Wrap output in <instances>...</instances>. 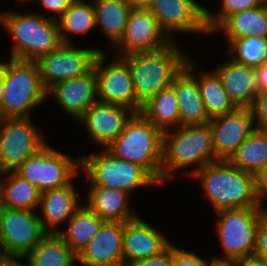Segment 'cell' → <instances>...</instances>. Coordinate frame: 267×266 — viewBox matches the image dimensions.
Listing matches in <instances>:
<instances>
[{
	"mask_svg": "<svg viewBox=\"0 0 267 266\" xmlns=\"http://www.w3.org/2000/svg\"><path fill=\"white\" fill-rule=\"evenodd\" d=\"M171 243L139 216L124 222L123 266L152 257L164 251Z\"/></svg>",
	"mask_w": 267,
	"mask_h": 266,
	"instance_id": "20",
	"label": "cell"
},
{
	"mask_svg": "<svg viewBox=\"0 0 267 266\" xmlns=\"http://www.w3.org/2000/svg\"><path fill=\"white\" fill-rule=\"evenodd\" d=\"M224 89L238 108H251L260 92L255 68L227 59L215 69Z\"/></svg>",
	"mask_w": 267,
	"mask_h": 266,
	"instance_id": "21",
	"label": "cell"
},
{
	"mask_svg": "<svg viewBox=\"0 0 267 266\" xmlns=\"http://www.w3.org/2000/svg\"><path fill=\"white\" fill-rule=\"evenodd\" d=\"M260 92H267V62L255 68Z\"/></svg>",
	"mask_w": 267,
	"mask_h": 266,
	"instance_id": "43",
	"label": "cell"
},
{
	"mask_svg": "<svg viewBox=\"0 0 267 266\" xmlns=\"http://www.w3.org/2000/svg\"><path fill=\"white\" fill-rule=\"evenodd\" d=\"M25 258L26 256L0 254V266H29L28 260L27 264L19 262V260H23Z\"/></svg>",
	"mask_w": 267,
	"mask_h": 266,
	"instance_id": "42",
	"label": "cell"
},
{
	"mask_svg": "<svg viewBox=\"0 0 267 266\" xmlns=\"http://www.w3.org/2000/svg\"><path fill=\"white\" fill-rule=\"evenodd\" d=\"M188 58L185 68L197 79L200 95L204 102L205 110L210 119L230 113L238 107L233 103L224 89L220 77L215 71L200 72L198 76L194 74L197 69L195 63Z\"/></svg>",
	"mask_w": 267,
	"mask_h": 266,
	"instance_id": "25",
	"label": "cell"
},
{
	"mask_svg": "<svg viewBox=\"0 0 267 266\" xmlns=\"http://www.w3.org/2000/svg\"><path fill=\"white\" fill-rule=\"evenodd\" d=\"M46 144L31 117L0 118V173L16 170Z\"/></svg>",
	"mask_w": 267,
	"mask_h": 266,
	"instance_id": "10",
	"label": "cell"
},
{
	"mask_svg": "<svg viewBox=\"0 0 267 266\" xmlns=\"http://www.w3.org/2000/svg\"><path fill=\"white\" fill-rule=\"evenodd\" d=\"M123 222L105 221L95 237L77 255L83 266H123Z\"/></svg>",
	"mask_w": 267,
	"mask_h": 266,
	"instance_id": "17",
	"label": "cell"
},
{
	"mask_svg": "<svg viewBox=\"0 0 267 266\" xmlns=\"http://www.w3.org/2000/svg\"><path fill=\"white\" fill-rule=\"evenodd\" d=\"M255 129L267 132V92H259L251 107Z\"/></svg>",
	"mask_w": 267,
	"mask_h": 266,
	"instance_id": "36",
	"label": "cell"
},
{
	"mask_svg": "<svg viewBox=\"0 0 267 266\" xmlns=\"http://www.w3.org/2000/svg\"><path fill=\"white\" fill-rule=\"evenodd\" d=\"M29 266H75L77 254L58 234L47 233L26 255Z\"/></svg>",
	"mask_w": 267,
	"mask_h": 266,
	"instance_id": "30",
	"label": "cell"
},
{
	"mask_svg": "<svg viewBox=\"0 0 267 266\" xmlns=\"http://www.w3.org/2000/svg\"><path fill=\"white\" fill-rule=\"evenodd\" d=\"M1 215H2V205L0 203V254H1Z\"/></svg>",
	"mask_w": 267,
	"mask_h": 266,
	"instance_id": "48",
	"label": "cell"
},
{
	"mask_svg": "<svg viewBox=\"0 0 267 266\" xmlns=\"http://www.w3.org/2000/svg\"><path fill=\"white\" fill-rule=\"evenodd\" d=\"M222 4L217 13H213L205 8V20L209 34L213 35V31L230 15L242 12L251 8L261 6V0H221Z\"/></svg>",
	"mask_w": 267,
	"mask_h": 266,
	"instance_id": "35",
	"label": "cell"
},
{
	"mask_svg": "<svg viewBox=\"0 0 267 266\" xmlns=\"http://www.w3.org/2000/svg\"><path fill=\"white\" fill-rule=\"evenodd\" d=\"M100 52L103 50L76 48L73 43H62L58 48L39 56L35 62L44 88L48 90L55 83L85 75L93 68Z\"/></svg>",
	"mask_w": 267,
	"mask_h": 266,
	"instance_id": "11",
	"label": "cell"
},
{
	"mask_svg": "<svg viewBox=\"0 0 267 266\" xmlns=\"http://www.w3.org/2000/svg\"><path fill=\"white\" fill-rule=\"evenodd\" d=\"M36 1V0H35ZM45 9L55 13L50 18L58 20L74 0H37Z\"/></svg>",
	"mask_w": 267,
	"mask_h": 266,
	"instance_id": "41",
	"label": "cell"
},
{
	"mask_svg": "<svg viewBox=\"0 0 267 266\" xmlns=\"http://www.w3.org/2000/svg\"><path fill=\"white\" fill-rule=\"evenodd\" d=\"M148 10L171 40L173 32L209 35L205 8L195 0H151Z\"/></svg>",
	"mask_w": 267,
	"mask_h": 266,
	"instance_id": "14",
	"label": "cell"
},
{
	"mask_svg": "<svg viewBox=\"0 0 267 266\" xmlns=\"http://www.w3.org/2000/svg\"><path fill=\"white\" fill-rule=\"evenodd\" d=\"M256 199L259 206L264 208L263 199L267 196V165L255 174ZM262 201V202H261Z\"/></svg>",
	"mask_w": 267,
	"mask_h": 266,
	"instance_id": "40",
	"label": "cell"
},
{
	"mask_svg": "<svg viewBox=\"0 0 267 266\" xmlns=\"http://www.w3.org/2000/svg\"><path fill=\"white\" fill-rule=\"evenodd\" d=\"M255 255L267 259V211L258 222Z\"/></svg>",
	"mask_w": 267,
	"mask_h": 266,
	"instance_id": "38",
	"label": "cell"
},
{
	"mask_svg": "<svg viewBox=\"0 0 267 266\" xmlns=\"http://www.w3.org/2000/svg\"><path fill=\"white\" fill-rule=\"evenodd\" d=\"M223 31L228 37V43L235 38L260 36L267 37V4L238 12L228 16L213 34Z\"/></svg>",
	"mask_w": 267,
	"mask_h": 266,
	"instance_id": "26",
	"label": "cell"
},
{
	"mask_svg": "<svg viewBox=\"0 0 267 266\" xmlns=\"http://www.w3.org/2000/svg\"><path fill=\"white\" fill-rule=\"evenodd\" d=\"M191 177H200L204 194L209 198L214 213L225 209L259 206L255 175L233 166L228 160L207 164Z\"/></svg>",
	"mask_w": 267,
	"mask_h": 266,
	"instance_id": "1",
	"label": "cell"
},
{
	"mask_svg": "<svg viewBox=\"0 0 267 266\" xmlns=\"http://www.w3.org/2000/svg\"><path fill=\"white\" fill-rule=\"evenodd\" d=\"M80 167L88 177L89 186L115 188L131 194L137 188L158 184L143 167L115 157L106 148L99 155L83 154Z\"/></svg>",
	"mask_w": 267,
	"mask_h": 266,
	"instance_id": "7",
	"label": "cell"
},
{
	"mask_svg": "<svg viewBox=\"0 0 267 266\" xmlns=\"http://www.w3.org/2000/svg\"><path fill=\"white\" fill-rule=\"evenodd\" d=\"M228 161L233 166L255 175L267 165V132L255 129Z\"/></svg>",
	"mask_w": 267,
	"mask_h": 266,
	"instance_id": "32",
	"label": "cell"
},
{
	"mask_svg": "<svg viewBox=\"0 0 267 266\" xmlns=\"http://www.w3.org/2000/svg\"><path fill=\"white\" fill-rule=\"evenodd\" d=\"M231 59L252 68L267 62V37L250 36L235 38L229 43Z\"/></svg>",
	"mask_w": 267,
	"mask_h": 266,
	"instance_id": "34",
	"label": "cell"
},
{
	"mask_svg": "<svg viewBox=\"0 0 267 266\" xmlns=\"http://www.w3.org/2000/svg\"><path fill=\"white\" fill-rule=\"evenodd\" d=\"M3 74H4V63L0 62V110L2 107V101L4 96Z\"/></svg>",
	"mask_w": 267,
	"mask_h": 266,
	"instance_id": "47",
	"label": "cell"
},
{
	"mask_svg": "<svg viewBox=\"0 0 267 266\" xmlns=\"http://www.w3.org/2000/svg\"><path fill=\"white\" fill-rule=\"evenodd\" d=\"M131 9H148L151 0H124Z\"/></svg>",
	"mask_w": 267,
	"mask_h": 266,
	"instance_id": "46",
	"label": "cell"
},
{
	"mask_svg": "<svg viewBox=\"0 0 267 266\" xmlns=\"http://www.w3.org/2000/svg\"><path fill=\"white\" fill-rule=\"evenodd\" d=\"M240 263L241 266H267V259L254 254L241 259Z\"/></svg>",
	"mask_w": 267,
	"mask_h": 266,
	"instance_id": "44",
	"label": "cell"
},
{
	"mask_svg": "<svg viewBox=\"0 0 267 266\" xmlns=\"http://www.w3.org/2000/svg\"><path fill=\"white\" fill-rule=\"evenodd\" d=\"M213 150L218 160H229L240 144L255 130L251 108L236 110L210 120Z\"/></svg>",
	"mask_w": 267,
	"mask_h": 266,
	"instance_id": "16",
	"label": "cell"
},
{
	"mask_svg": "<svg viewBox=\"0 0 267 266\" xmlns=\"http://www.w3.org/2000/svg\"><path fill=\"white\" fill-rule=\"evenodd\" d=\"M129 266H172V244L161 253L149 258L134 261Z\"/></svg>",
	"mask_w": 267,
	"mask_h": 266,
	"instance_id": "39",
	"label": "cell"
},
{
	"mask_svg": "<svg viewBox=\"0 0 267 266\" xmlns=\"http://www.w3.org/2000/svg\"><path fill=\"white\" fill-rule=\"evenodd\" d=\"M172 266H210V263L197 254L187 252L172 244Z\"/></svg>",
	"mask_w": 267,
	"mask_h": 266,
	"instance_id": "37",
	"label": "cell"
},
{
	"mask_svg": "<svg viewBox=\"0 0 267 266\" xmlns=\"http://www.w3.org/2000/svg\"><path fill=\"white\" fill-rule=\"evenodd\" d=\"M88 207L104 221L127 222L138 217L131 208L130 194L115 188L89 186Z\"/></svg>",
	"mask_w": 267,
	"mask_h": 266,
	"instance_id": "24",
	"label": "cell"
},
{
	"mask_svg": "<svg viewBox=\"0 0 267 266\" xmlns=\"http://www.w3.org/2000/svg\"><path fill=\"white\" fill-rule=\"evenodd\" d=\"M57 21L62 43L71 44L68 33L86 35L96 27L93 3L74 0Z\"/></svg>",
	"mask_w": 267,
	"mask_h": 266,
	"instance_id": "33",
	"label": "cell"
},
{
	"mask_svg": "<svg viewBox=\"0 0 267 266\" xmlns=\"http://www.w3.org/2000/svg\"><path fill=\"white\" fill-rule=\"evenodd\" d=\"M106 52H100L94 62L98 102L119 105L140 113L142 104L137 100L128 64L119 56L106 63Z\"/></svg>",
	"mask_w": 267,
	"mask_h": 266,
	"instance_id": "12",
	"label": "cell"
},
{
	"mask_svg": "<svg viewBox=\"0 0 267 266\" xmlns=\"http://www.w3.org/2000/svg\"><path fill=\"white\" fill-rule=\"evenodd\" d=\"M95 26H100L115 46L123 37L132 10L124 0H94Z\"/></svg>",
	"mask_w": 267,
	"mask_h": 266,
	"instance_id": "31",
	"label": "cell"
},
{
	"mask_svg": "<svg viewBox=\"0 0 267 266\" xmlns=\"http://www.w3.org/2000/svg\"><path fill=\"white\" fill-rule=\"evenodd\" d=\"M171 86L176 93L181 125L210 122L197 79L185 67L174 77Z\"/></svg>",
	"mask_w": 267,
	"mask_h": 266,
	"instance_id": "23",
	"label": "cell"
},
{
	"mask_svg": "<svg viewBox=\"0 0 267 266\" xmlns=\"http://www.w3.org/2000/svg\"><path fill=\"white\" fill-rule=\"evenodd\" d=\"M262 1V3H265V4H267V0H261Z\"/></svg>",
	"mask_w": 267,
	"mask_h": 266,
	"instance_id": "50",
	"label": "cell"
},
{
	"mask_svg": "<svg viewBox=\"0 0 267 266\" xmlns=\"http://www.w3.org/2000/svg\"><path fill=\"white\" fill-rule=\"evenodd\" d=\"M134 112L126 107L96 102L78 120L95 143L106 148L124 130Z\"/></svg>",
	"mask_w": 267,
	"mask_h": 266,
	"instance_id": "18",
	"label": "cell"
},
{
	"mask_svg": "<svg viewBox=\"0 0 267 266\" xmlns=\"http://www.w3.org/2000/svg\"><path fill=\"white\" fill-rule=\"evenodd\" d=\"M4 96L0 118L31 117V110L48 97L35 61L4 63Z\"/></svg>",
	"mask_w": 267,
	"mask_h": 266,
	"instance_id": "6",
	"label": "cell"
},
{
	"mask_svg": "<svg viewBox=\"0 0 267 266\" xmlns=\"http://www.w3.org/2000/svg\"><path fill=\"white\" fill-rule=\"evenodd\" d=\"M105 221L86 204L68 220V230L58 233L66 244L78 255L98 233Z\"/></svg>",
	"mask_w": 267,
	"mask_h": 266,
	"instance_id": "28",
	"label": "cell"
},
{
	"mask_svg": "<svg viewBox=\"0 0 267 266\" xmlns=\"http://www.w3.org/2000/svg\"><path fill=\"white\" fill-rule=\"evenodd\" d=\"M171 131L163 132L162 184L179 169L196 164L188 174L191 176L205 165L219 161L214 154L209 123L181 125Z\"/></svg>",
	"mask_w": 267,
	"mask_h": 266,
	"instance_id": "2",
	"label": "cell"
},
{
	"mask_svg": "<svg viewBox=\"0 0 267 266\" xmlns=\"http://www.w3.org/2000/svg\"><path fill=\"white\" fill-rule=\"evenodd\" d=\"M34 210L2 207L1 254L26 256L47 234Z\"/></svg>",
	"mask_w": 267,
	"mask_h": 266,
	"instance_id": "13",
	"label": "cell"
},
{
	"mask_svg": "<svg viewBox=\"0 0 267 266\" xmlns=\"http://www.w3.org/2000/svg\"><path fill=\"white\" fill-rule=\"evenodd\" d=\"M140 113L162 132L181 126L177 97L171 85L142 104Z\"/></svg>",
	"mask_w": 267,
	"mask_h": 266,
	"instance_id": "27",
	"label": "cell"
},
{
	"mask_svg": "<svg viewBox=\"0 0 267 266\" xmlns=\"http://www.w3.org/2000/svg\"><path fill=\"white\" fill-rule=\"evenodd\" d=\"M106 149L115 157L143 167L162 184L163 132L141 113H134Z\"/></svg>",
	"mask_w": 267,
	"mask_h": 266,
	"instance_id": "4",
	"label": "cell"
},
{
	"mask_svg": "<svg viewBox=\"0 0 267 266\" xmlns=\"http://www.w3.org/2000/svg\"><path fill=\"white\" fill-rule=\"evenodd\" d=\"M172 41L148 9H132L123 37L113 48L118 51V56H125L160 50Z\"/></svg>",
	"mask_w": 267,
	"mask_h": 266,
	"instance_id": "15",
	"label": "cell"
},
{
	"mask_svg": "<svg viewBox=\"0 0 267 266\" xmlns=\"http://www.w3.org/2000/svg\"><path fill=\"white\" fill-rule=\"evenodd\" d=\"M181 50L173 40L160 50L120 56L128 64L136 98L141 104L172 84L189 58Z\"/></svg>",
	"mask_w": 267,
	"mask_h": 266,
	"instance_id": "3",
	"label": "cell"
},
{
	"mask_svg": "<svg viewBox=\"0 0 267 266\" xmlns=\"http://www.w3.org/2000/svg\"><path fill=\"white\" fill-rule=\"evenodd\" d=\"M78 198V192L72 181L62 187L41 192L39 208L43 215L39 218L46 233L56 234L60 232L59 228L56 227L64 221L68 222L82 206L78 204Z\"/></svg>",
	"mask_w": 267,
	"mask_h": 266,
	"instance_id": "22",
	"label": "cell"
},
{
	"mask_svg": "<svg viewBox=\"0 0 267 266\" xmlns=\"http://www.w3.org/2000/svg\"><path fill=\"white\" fill-rule=\"evenodd\" d=\"M63 111L79 120L85 111L98 102L94 67L85 75L55 83L47 90Z\"/></svg>",
	"mask_w": 267,
	"mask_h": 266,
	"instance_id": "19",
	"label": "cell"
},
{
	"mask_svg": "<svg viewBox=\"0 0 267 266\" xmlns=\"http://www.w3.org/2000/svg\"><path fill=\"white\" fill-rule=\"evenodd\" d=\"M8 172L11 174L6 181H3L0 177V203L2 207L25 210L37 209L40 204L41 191L15 171L2 172L0 175H7Z\"/></svg>",
	"mask_w": 267,
	"mask_h": 266,
	"instance_id": "29",
	"label": "cell"
},
{
	"mask_svg": "<svg viewBox=\"0 0 267 266\" xmlns=\"http://www.w3.org/2000/svg\"><path fill=\"white\" fill-rule=\"evenodd\" d=\"M79 168L80 157H67L46 144L14 171L43 192L69 184L77 176Z\"/></svg>",
	"mask_w": 267,
	"mask_h": 266,
	"instance_id": "9",
	"label": "cell"
},
{
	"mask_svg": "<svg viewBox=\"0 0 267 266\" xmlns=\"http://www.w3.org/2000/svg\"><path fill=\"white\" fill-rule=\"evenodd\" d=\"M260 206L225 209L215 212L216 232L225 257L241 260L255 254L259 219L266 212Z\"/></svg>",
	"mask_w": 267,
	"mask_h": 266,
	"instance_id": "8",
	"label": "cell"
},
{
	"mask_svg": "<svg viewBox=\"0 0 267 266\" xmlns=\"http://www.w3.org/2000/svg\"><path fill=\"white\" fill-rule=\"evenodd\" d=\"M21 2H30V1H34V0H19Z\"/></svg>",
	"mask_w": 267,
	"mask_h": 266,
	"instance_id": "49",
	"label": "cell"
},
{
	"mask_svg": "<svg viewBox=\"0 0 267 266\" xmlns=\"http://www.w3.org/2000/svg\"><path fill=\"white\" fill-rule=\"evenodd\" d=\"M210 266H241L240 260L219 259L216 257L211 258Z\"/></svg>",
	"mask_w": 267,
	"mask_h": 266,
	"instance_id": "45",
	"label": "cell"
},
{
	"mask_svg": "<svg viewBox=\"0 0 267 266\" xmlns=\"http://www.w3.org/2000/svg\"><path fill=\"white\" fill-rule=\"evenodd\" d=\"M0 23L12 35L11 59L35 61L62 44L57 20L40 13H0Z\"/></svg>",
	"mask_w": 267,
	"mask_h": 266,
	"instance_id": "5",
	"label": "cell"
}]
</instances>
